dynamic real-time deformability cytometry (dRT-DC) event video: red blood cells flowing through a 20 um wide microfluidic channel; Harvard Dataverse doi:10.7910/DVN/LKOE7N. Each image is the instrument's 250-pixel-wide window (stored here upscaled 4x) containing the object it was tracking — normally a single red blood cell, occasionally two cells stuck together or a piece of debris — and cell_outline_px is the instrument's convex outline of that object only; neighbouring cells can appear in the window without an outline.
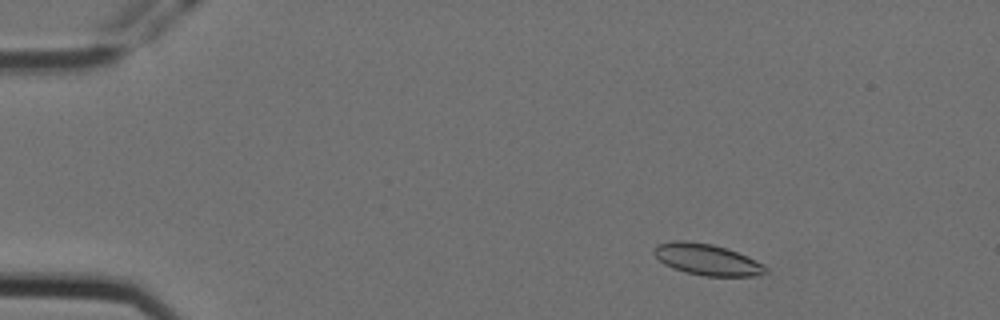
{"species": "Egyptian fruit bat (a non-hibernating species)", "species_latin": "Rousettus aegyptiacus", "temperature_condition": "cold", "stored_images_in_passage": 4, "camera_frame_rate_fps": 3000, "um_per_image_px": 0.085, "animal": {"sex": "female"}, "frame": {"image": 1, "passage_image": 1, "time_ms": 0.0, "image_size_px": [1000, 320], "cell_outline_px": [[768, 272], [756, 276], [704, 276], [684, 272], [672, 268], [664, 264], [652, 252], [652, 248], [660, 244], [676, 240], [684, 240], [712, 244], [748, 256], [764, 264], [768, 268]], "centroid_in_image_um": [60.1, 22.07], "position_along_channel_um": 24.9, "area_um2": 20.4}}
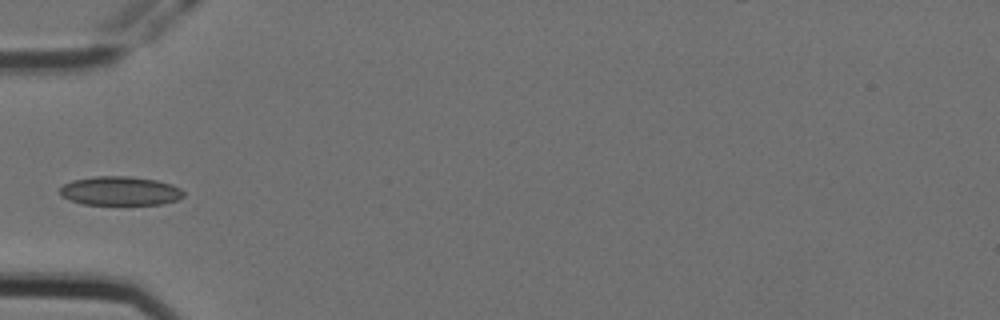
{"frame": {"image": 2, "passage_image": 4, "time_ms": 1.0, "image_size_px": [1000, 320], "cell_outline_px": [[184, 196], [176, 200], [160, 204], [80, 204], [68, 200], [60, 196], [60, 188], [64, 184], [72, 180], [96, 176], [128, 176], [156, 180], [172, 184], [180, 188], [184, 192]], "centroid_in_image_um": [10.18, 16.23], "position_along_channel_um": 74.8, "area_um2": 20.92}}